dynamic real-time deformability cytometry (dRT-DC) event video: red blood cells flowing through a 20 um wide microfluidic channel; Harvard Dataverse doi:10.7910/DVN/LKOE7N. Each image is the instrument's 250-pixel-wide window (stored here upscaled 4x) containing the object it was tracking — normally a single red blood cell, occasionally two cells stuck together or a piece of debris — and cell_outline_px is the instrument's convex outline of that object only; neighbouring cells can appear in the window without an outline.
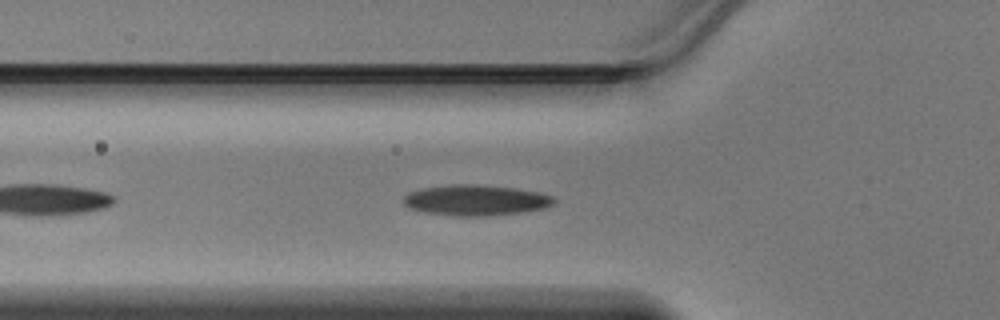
{"species": "Egyptian fruit bat (a non-hibernating species)", "species_latin": "Rousettus aegyptiacus", "temperature_condition": "warm", "stored_images_in_passage": 34, "camera_frame_rate_fps": 3000, "um_per_image_px": 0.085, "animal": {"sex": "male"}, "frame": {"image": 1, "passage_image": 5, "time_ms": 1.333, "image_size_px": [1000, 320], "cell_outline_px": [[556, 200], [552, 204], [544, 208], [520, 212], [488, 216], [460, 216], [424, 212], [412, 208], [404, 204], [404, 196], [408, 192], [420, 188], [448, 184], [476, 184], [512, 188], [536, 192], [552, 196]], "centroid_in_image_um": [40.4, 17.01], "position_along_channel_um": 85.4, "area_um2": 26.7}}
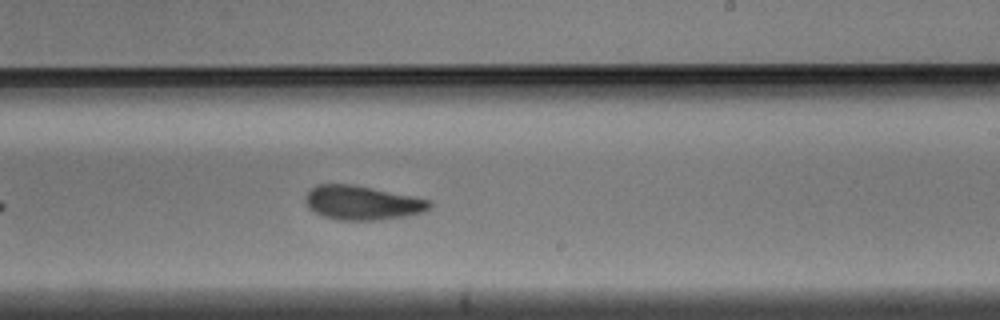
{"frame": {"image": 2, "passage_image": 17, "time_ms": 5.333, "image_size_px": [1000, 320], "cell_outline_px": [[432, 204], [424, 212], [404, 216], [380, 220], [336, 220], [324, 216], [308, 208], [304, 200], [304, 196], [308, 188], [316, 184], [352, 184], [432, 200]], "centroid_in_image_um": [30.74, 17.23], "position_along_channel_um": 258.3, "area_um2": 24.85}}
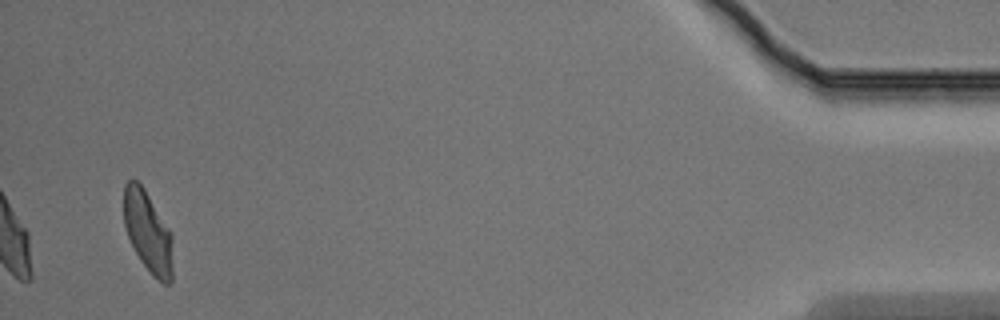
{"frame": {"image": 3, "passage_image": 34, "time_ms": 11.0, "image_size_px": [1000, 320], "cell_outline_px": [[172, 280], [168, 284], [164, 284], [156, 280], [152, 276], [140, 260], [128, 236], [124, 224], [124, 184], [128, 180], [136, 180], [144, 188], [172, 232]], "centroid_in_image_um": [12.59, 19.73], "position_along_channel_um": 422.6, "area_um2": 23.29}}